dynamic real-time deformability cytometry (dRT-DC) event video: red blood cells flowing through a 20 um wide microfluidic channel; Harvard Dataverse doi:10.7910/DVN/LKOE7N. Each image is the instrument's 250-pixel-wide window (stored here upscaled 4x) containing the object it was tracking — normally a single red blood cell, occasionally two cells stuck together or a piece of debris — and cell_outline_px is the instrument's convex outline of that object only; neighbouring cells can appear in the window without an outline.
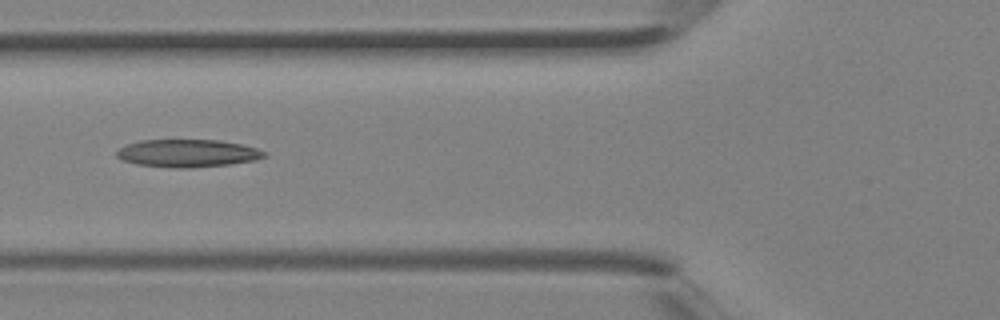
{"species": "Egyptian fruit bat (a non-hibernating species)", "species_latin": "Rousettus aegyptiacus", "temperature_condition": "room temperature", "stored_images_in_passage": 3, "camera_frame_rate_fps": 3000, "um_per_image_px": 0.085, "animal": {"sex": "female"}, "frame": {"image": 1, "passage_image": 3, "time_ms": 0.667, "image_size_px": [1000, 320], "cell_outline_px": [[268, 156], [256, 160], [228, 164], [192, 168], [176, 168], [136, 164], [124, 160], [116, 156], [116, 152], [120, 148], [128, 144], [140, 140], [220, 140], [240, 144], [256, 148], [268, 152]], "centroid_in_image_um": [15.98, 13.03], "position_along_channel_um": 109.8, "area_um2": 23.81}}